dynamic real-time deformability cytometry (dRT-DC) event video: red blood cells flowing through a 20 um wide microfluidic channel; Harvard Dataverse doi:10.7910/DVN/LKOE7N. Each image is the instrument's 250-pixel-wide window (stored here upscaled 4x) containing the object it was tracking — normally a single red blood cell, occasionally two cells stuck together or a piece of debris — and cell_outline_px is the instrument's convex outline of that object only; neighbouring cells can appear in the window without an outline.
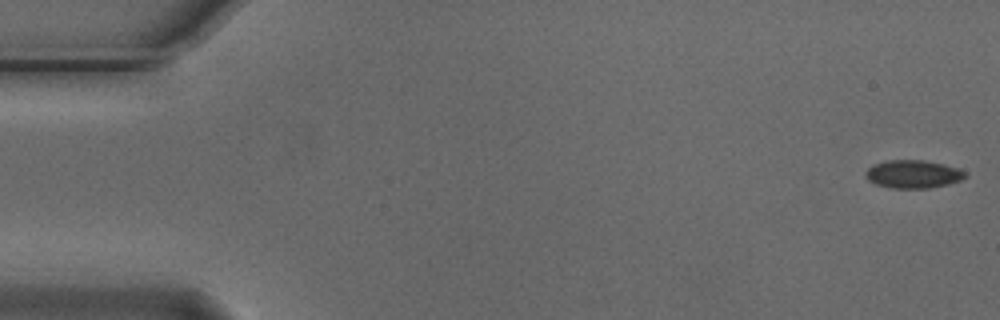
{"species": "Egyptian fruit bat (a non-hibernating species)", "species_latin": "Rousettus aegyptiacus", "temperature_condition": "cold", "stored_images_in_passage": 55, "camera_frame_rate_fps": 3000, "um_per_image_px": 0.085, "animal": {"sex": "male"}, "frame": {"image": 1, "passage_image": 1, "time_ms": 0.0, "image_size_px": [1000, 320], "cell_outline_px": [[968, 176], [960, 180], [948, 184], [928, 188], [892, 188], [876, 184], [868, 180], [864, 176], [864, 172], [872, 164], [888, 160], [924, 160], [944, 164], [960, 168]], "centroid_in_image_um": [77.59, 14.79], "position_along_channel_um": 7.4, "area_um2": 16.42}}
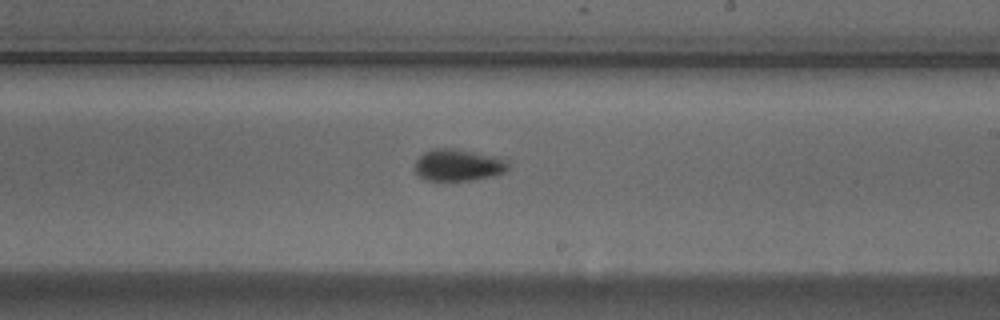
{"frame": {"image": 2, "passage_image": 32, "time_ms": 10.333, "image_size_px": [1000, 320], "cell_outline_px": [[508, 168], [504, 172], [472, 180], [428, 180], [420, 176], [416, 172], [416, 160], [424, 152], [432, 148], [452, 148], [500, 156], [508, 160]], "centroid_in_image_um": [38.97, 14.0], "position_along_channel_um": 250.0, "area_um2": 17.22}}
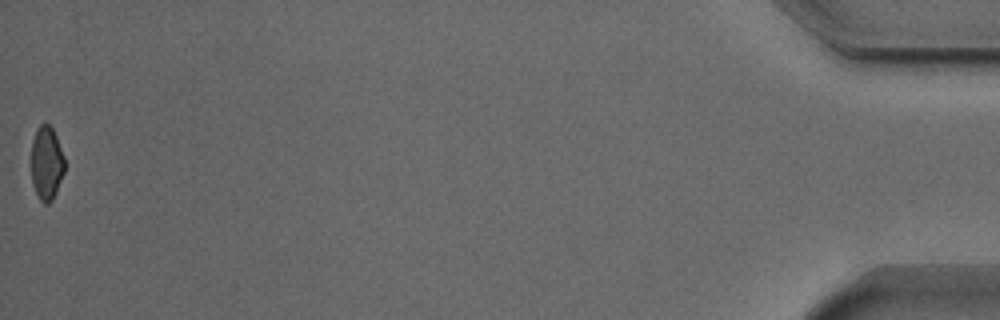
{"frame": {"image": 3, "passage_image": 55, "time_ms": 18.0, "image_size_px": [1000, 320], "cell_outline_px": [[64, 172], [56, 192], [52, 200], [48, 204], [44, 204], [40, 200], [32, 184], [32, 140], [36, 128], [44, 120], [52, 128], [56, 136], [64, 156]], "centroid_in_image_um": [3.95, 13.83], "position_along_channel_um": 431.2, "area_um2": 14.39}, "authors_computed_cell_mechanics": {"area_um2": 16.473, "velocity_mm_per_s": 3.7198, "shape_relaxation_time_tau1_ms": 3.7903, "shape_relaxation_time_tau2_ms": null, "deformation_change_tau1": 0.0744, "deformation_change_tau2": null}}